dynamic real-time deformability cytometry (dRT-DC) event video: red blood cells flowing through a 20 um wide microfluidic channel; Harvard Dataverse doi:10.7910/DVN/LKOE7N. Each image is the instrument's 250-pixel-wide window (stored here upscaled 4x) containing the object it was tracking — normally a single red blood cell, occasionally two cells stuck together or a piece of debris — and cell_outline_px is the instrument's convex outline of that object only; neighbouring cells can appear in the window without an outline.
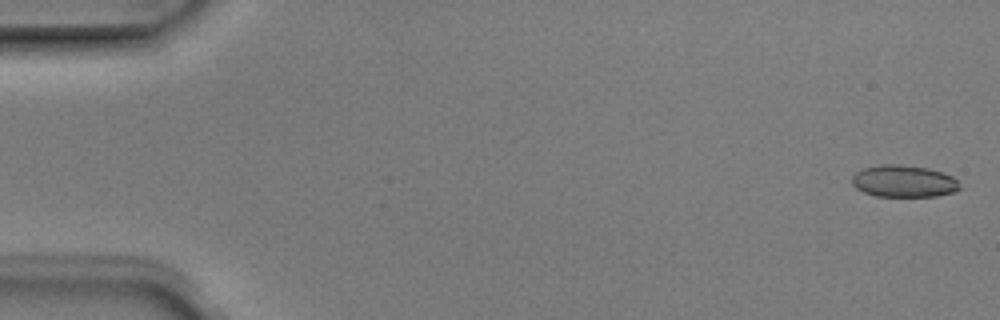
{"species": "Egyptian fruit bat (a non-hibernating species)", "species_latin": "Rousettus aegyptiacus", "temperature_condition": "room temperature", "stored_images_in_passage": 4, "camera_frame_rate_fps": 3000, "um_per_image_px": 0.085, "animal": {"sex": "male"}, "frame": {"image": 1, "passage_image": 1, "time_ms": 0.0, "image_size_px": [1000, 320], "cell_outline_px": [[960, 188], [956, 192], [936, 196], [876, 196], [864, 192], [856, 188], [852, 184], [852, 176], [856, 172], [864, 168], [884, 164], [900, 164], [928, 168], [952, 176], [956, 180]], "centroid_in_image_um": [76.81, 15.4], "position_along_channel_um": 8.2, "area_um2": 20.0}}
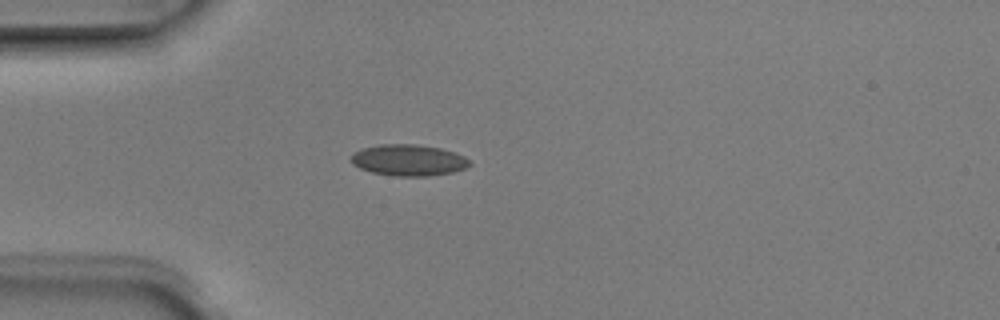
{"frame": {"image": 2, "passage_image": 4, "time_ms": 1.0, "image_size_px": [1000, 320], "cell_outline_px": [[472, 164], [464, 168], [452, 172], [428, 176], [392, 176], [372, 172], [360, 168], [352, 164], [352, 152], [360, 148], [380, 144], [416, 144], [440, 148], [456, 152], [464, 156]], "centroid_in_image_um": [34.7, 13.6], "position_along_channel_um": 50.3, "area_um2": 21.73}}